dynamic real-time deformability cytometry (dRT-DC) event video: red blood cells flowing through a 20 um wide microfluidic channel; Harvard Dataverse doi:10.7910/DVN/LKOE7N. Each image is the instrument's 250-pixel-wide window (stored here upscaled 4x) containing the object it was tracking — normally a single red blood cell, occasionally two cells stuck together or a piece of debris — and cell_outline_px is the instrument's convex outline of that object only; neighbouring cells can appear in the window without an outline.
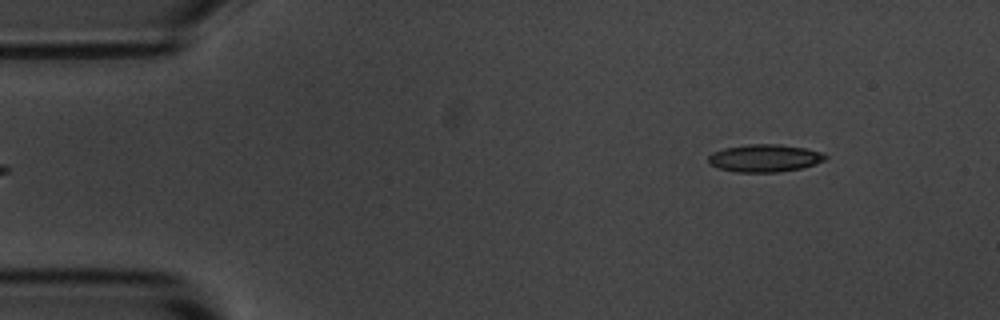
{"species": "common noctule bat (a hibernating species)", "species_latin": "Nyctalus noctula", "temperature_condition": "room temperature", "stored_images_in_passage": 5, "segment_of_instrument_passage": [2, 2], "camera_frame_rate_fps": 3000, "um_per_image_px": 0.085, "animal": {"sex": "male", "body_mass_g": 20.1, "forearm_length_mm": 53.5}, "frame": {"image": 1, "passage_image": 5, "time_ms": 5.333, "image_size_px": [1000, 320], "cell_outline_px": [[828, 156], [824, 160], [816, 164], [800, 168], [780, 172], [736, 172], [720, 168], [708, 164], [708, 156], [712, 152], [724, 148], [748, 144], [780, 144], [804, 148], [820, 152]], "centroid_in_image_um": [64.97, 13.44], "position_along_channel_um": 20.0, "area_um2": 18.79}}